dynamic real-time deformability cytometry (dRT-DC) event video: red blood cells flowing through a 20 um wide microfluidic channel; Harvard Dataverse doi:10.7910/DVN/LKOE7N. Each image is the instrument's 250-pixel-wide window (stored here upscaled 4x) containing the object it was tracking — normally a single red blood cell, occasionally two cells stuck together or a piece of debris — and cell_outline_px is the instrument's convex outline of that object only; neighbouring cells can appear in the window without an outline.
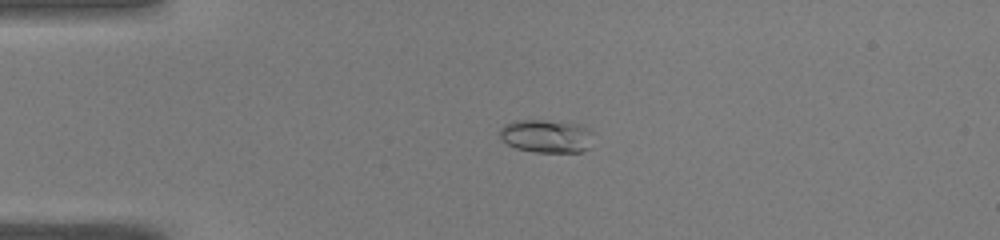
{"species": "common noctule bat (a hibernating species)", "species_latin": "Nyctalus noctula", "temperature_condition": "warm", "stored_images_in_passage": 39, "camera_frame_rate_fps": 3000, "um_per_image_px": 0.085, "animal": {"sex": "male", "body_mass_g": 19.0, "forearm_length_mm": 50.8}, "frame": {"image": 1, "passage_image": 1, "time_ms": 0.0, "image_size_px": [1000, 240], "cell_outline_px": [[592, 132], [588, 148], [580, 152], [536, 152], [516, 148], [508, 144], [500, 136], [500, 128], [504, 124], [516, 120], [540, 120], [580, 124], [588, 128]], "centroid_in_image_um": [46.43, 11.56], "position_along_channel_um": 38.6, "area_um2": 17.92}}
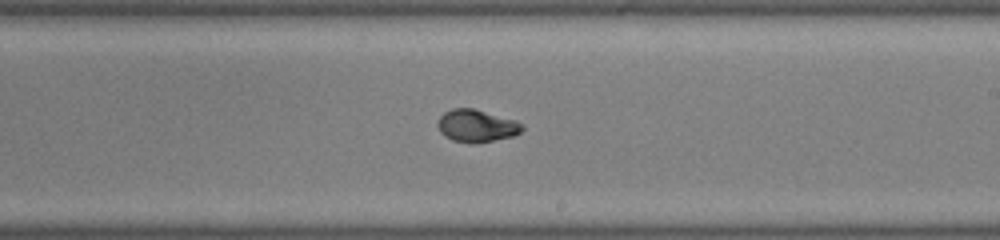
{"frame": {"image": 2, "passage_image": 19, "time_ms": 6.0, "image_size_px": [1000, 240], "cell_outline_px": [[524, 128], [520, 132], [512, 136], [472, 144], [452, 140], [444, 136], [440, 132], [436, 124], [440, 116], [444, 112], [452, 108], [472, 108], [516, 120], [524, 124]], "centroid_in_image_um": [40.48, 10.69], "position_along_channel_um": 248.5, "area_um2": 16.01}}
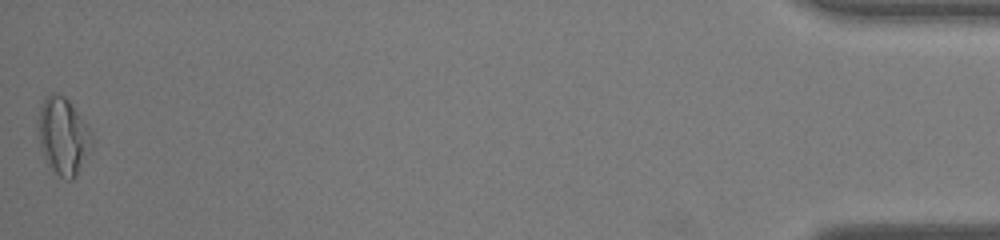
{"frame": {"image": 3, "passage_image": 39, "time_ms": 12.667, "image_size_px": [1000, 240], "cell_outline_px": [[92, 148], [76, 176], [72, 180], [68, 180], [52, 172], [40, 152], [36, 124], [36, 120], [40, 104], [44, 96], [52, 92], [56, 92], [64, 96], [68, 100], [92, 132]], "centroid_in_image_um": [5.31, 11.56], "position_along_channel_um": 429.9, "area_um2": 24.85}, "authors_computed_cell_mechanics": {"area_um2": 15.7216, "velocity_mm_per_s": 4.079, "shape_relaxation_time_tau1_ms": 4.3313, "shape_relaxation_time_tau2_ms": null, "deformation_change_tau1": 0.1957, "deformation_change_tau2": null}}